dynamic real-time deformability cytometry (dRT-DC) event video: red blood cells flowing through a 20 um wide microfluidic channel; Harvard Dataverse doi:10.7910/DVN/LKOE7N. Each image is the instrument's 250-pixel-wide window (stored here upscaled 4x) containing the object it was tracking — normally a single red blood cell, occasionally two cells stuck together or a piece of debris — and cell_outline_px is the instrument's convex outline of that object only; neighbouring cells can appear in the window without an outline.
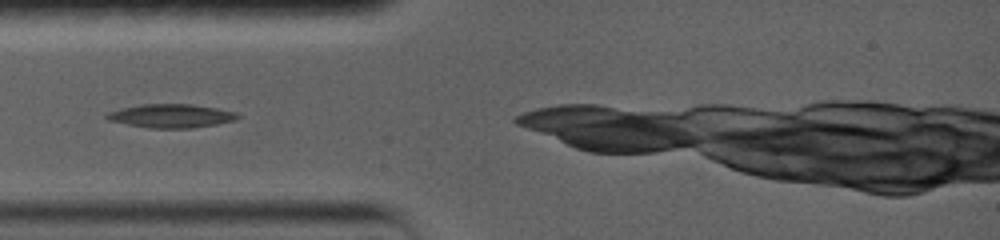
{"species": "common noctule bat (a hibernating species)", "species_latin": "Nyctalus noctula", "temperature_condition": "warm", "stored_images_in_passage": 5, "camera_frame_rate_fps": 5000, "um_per_image_px": 0.085, "animal": {"sex": "female", "body_mass_g": 19.0, "forearm_length_mm": 56.7}, "frame": {"image": 1, "passage_image": 2, "time_ms": 1.0, "image_size_px": [1000, 240], "cell_outline_px": [[240, 116], [236, 120], [216, 124], [192, 128], [148, 128], [108, 120], [104, 116], [104, 112], [120, 108], [140, 104], [192, 104], [216, 108], [236, 112]], "centroid_in_image_um": [14.5, 9.84], "position_along_channel_um": 70.5, "area_um2": 18.15}}
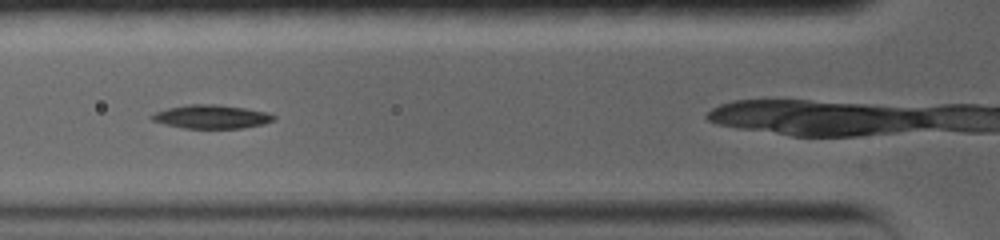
{"frame": {"image": 2, "passage_image": 3, "time_ms": 2.0, "image_size_px": [1000, 240], "cell_outline_px": [[276, 116], [272, 120], [264, 124], [244, 128], [184, 128], [164, 124], [152, 120], [148, 116], [156, 112], [168, 108], [188, 104], [216, 104], [244, 108], [268, 112]], "centroid_in_image_um": [17.96, 9.92], "position_along_channel_um": 107.8, "area_um2": 16.76}}
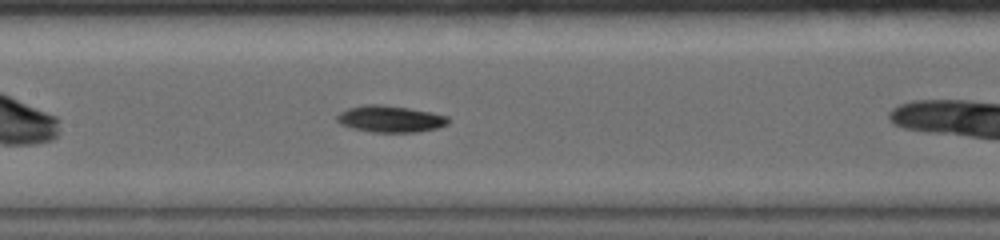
{"frame": {"image": 3, "passage_image": 5, "time_ms": 3.8, "image_size_px": [1000, 240], "cell_outline_px": [[448, 124], [436, 128], [416, 132], [372, 132], [352, 128], [340, 124], [336, 120], [336, 116], [340, 112], [348, 108], [364, 104], [384, 104], [432, 112], [448, 116]], "centroid_in_image_um": [33.15, 10.1], "position_along_channel_um": 174.3, "area_um2": 17.34}}